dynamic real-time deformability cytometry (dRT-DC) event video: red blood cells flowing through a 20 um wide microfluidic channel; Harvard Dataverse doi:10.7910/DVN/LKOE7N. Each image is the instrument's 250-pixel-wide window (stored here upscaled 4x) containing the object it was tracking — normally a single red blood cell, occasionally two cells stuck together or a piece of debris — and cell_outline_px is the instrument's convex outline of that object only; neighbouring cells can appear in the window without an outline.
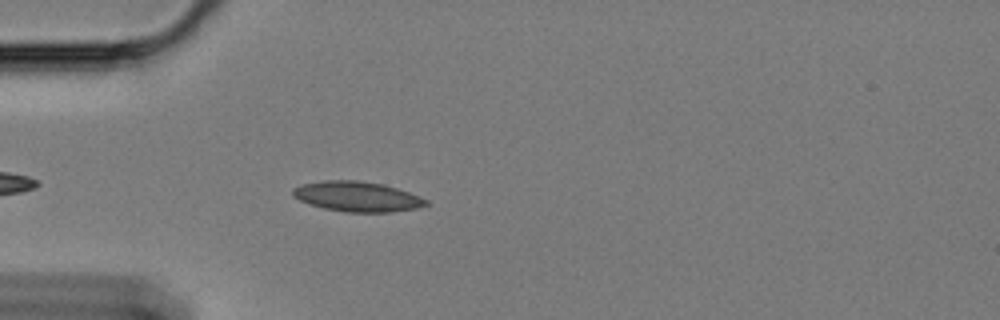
{"species": "Egyptian fruit bat (a non-hibernating species)", "species_latin": "Rousettus aegyptiacus", "temperature_condition": "cold", "stored_images_in_passage": 32, "camera_frame_rate_fps": 3000, "um_per_image_px": 0.085, "animal": {"sex": "female"}, "frame": {"image": 1, "passage_image": 6, "time_ms": 1.667, "image_size_px": [1000, 320], "cell_outline_px": [[432, 204], [416, 208], [388, 212], [344, 212], [324, 208], [300, 200], [292, 196], [292, 188], [304, 184], [324, 180], [356, 180], [384, 184], [408, 192], [428, 200]], "centroid_in_image_um": [30.37, 16.7], "position_along_channel_um": 54.6, "area_um2": 23.24}}
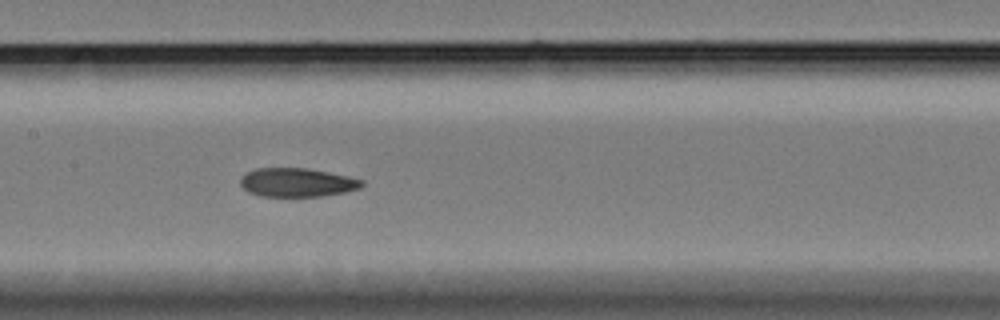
{"frame": {"image": 2, "passage_image": 18, "time_ms": 5.667, "image_size_px": [1000, 320], "cell_outline_px": [[364, 184], [360, 188], [344, 192], [324, 196], [260, 196], [248, 192], [240, 184], [240, 180], [248, 172], [256, 168], [308, 168], [348, 176], [364, 180]], "centroid_in_image_um": [25.27, 15.51], "position_along_channel_um": 182.1, "area_um2": 20.29}}
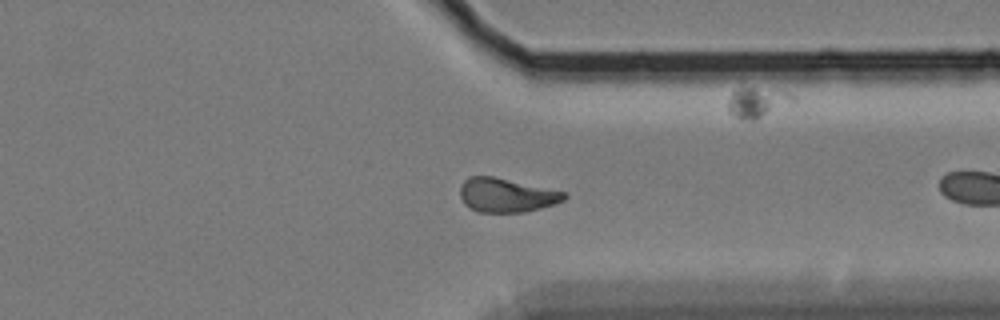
{"frame": {"image": 3, "passage_image": 31, "time_ms": 10.0, "image_size_px": [1000, 320], "cell_outline_px": [[568, 196], [564, 200], [540, 208], [524, 212], [480, 212], [464, 204], [460, 196], [460, 184], [468, 176], [492, 176], [564, 192]], "centroid_in_image_um": [43.0, 16.58], "position_along_channel_um": 368.4, "area_um2": 20.35}}